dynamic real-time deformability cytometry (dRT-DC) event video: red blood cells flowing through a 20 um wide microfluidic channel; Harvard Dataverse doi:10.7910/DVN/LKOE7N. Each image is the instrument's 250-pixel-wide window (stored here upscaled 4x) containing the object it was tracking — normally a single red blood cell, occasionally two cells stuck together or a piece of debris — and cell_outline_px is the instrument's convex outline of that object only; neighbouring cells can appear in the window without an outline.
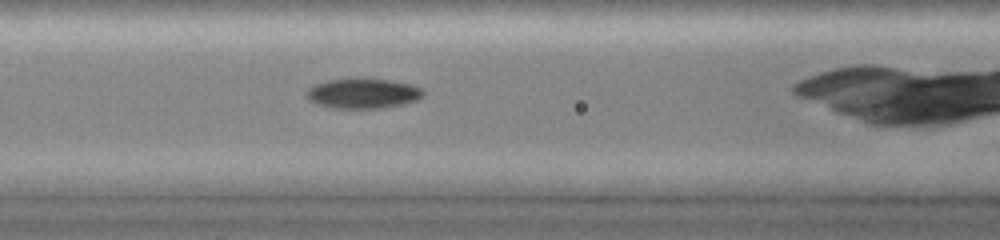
{"species": "common noctule bat (a hibernating species)", "species_latin": "Nyctalus noctula", "temperature_condition": "cold", "stored_images_in_passage": 5, "camera_frame_rate_fps": 3000, "um_per_image_px": 0.085, "animal": {"sex": "female", "body_mass_g": 19.0, "forearm_length_mm": 51.5}, "frame": {"image": 1, "passage_image": 5, "time_ms": 2.333, "image_size_px": [1000, 240], "cell_outline_px": [[424, 96], [416, 100], [404, 104], [384, 108], [336, 108], [316, 104], [308, 100], [304, 92], [308, 88], [316, 84], [328, 80], [356, 76], [364, 76], [412, 84], [420, 88], [424, 92]], "centroid_in_image_um": [30.83, 7.91], "position_along_channel_um": 135.8, "area_um2": 21.1}}